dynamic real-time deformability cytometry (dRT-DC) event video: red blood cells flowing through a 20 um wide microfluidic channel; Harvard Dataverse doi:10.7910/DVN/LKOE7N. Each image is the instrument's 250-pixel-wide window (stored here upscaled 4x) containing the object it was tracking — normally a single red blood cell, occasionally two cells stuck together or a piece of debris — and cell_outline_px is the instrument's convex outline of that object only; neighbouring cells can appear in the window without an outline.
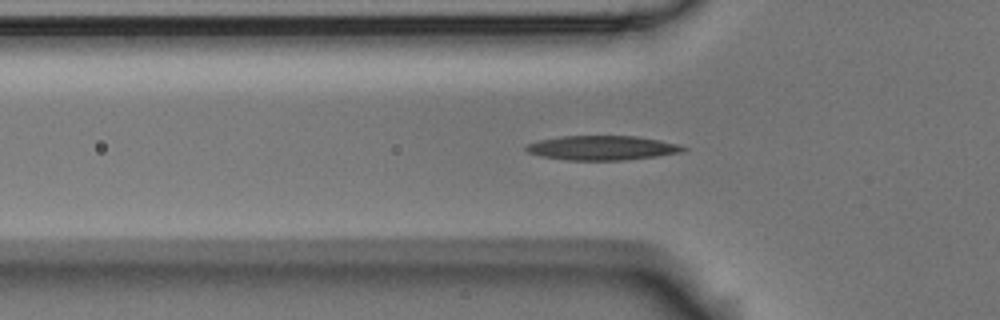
{"species": "Egyptian fruit bat (a non-hibernating species)", "species_latin": "Rousettus aegyptiacus", "temperature_condition": "room temperature", "stored_images_in_passage": 41, "camera_frame_rate_fps": 3000, "um_per_image_px": 0.085, "animal": {"sex": "male"}, "frame": {"image": 1, "passage_image": 2, "time_ms": 0.333, "image_size_px": [1000, 320], "cell_outline_px": [[688, 148], [684, 152], [656, 156], [624, 160], [568, 160], [540, 156], [528, 152], [524, 148], [528, 144], [540, 140], [560, 136], [636, 136], [660, 140], [680, 144]], "centroid_in_image_um": [51.22, 12.57], "position_along_channel_um": 74.6, "area_um2": 22.37}}
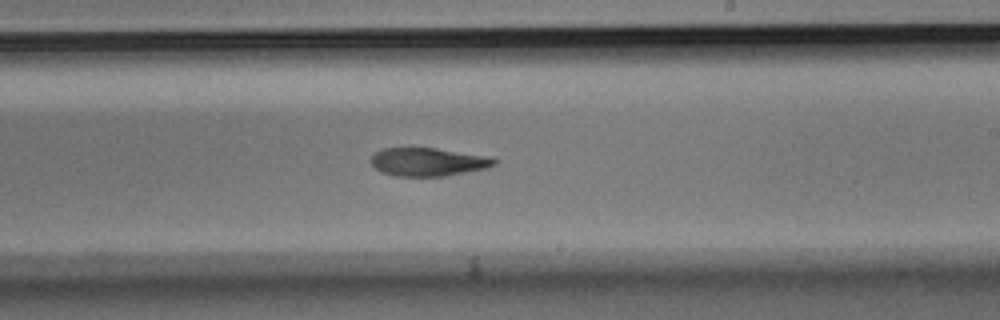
{"frame": {"image": 2, "passage_image": 17, "time_ms": 5.333, "image_size_px": [1000, 320], "cell_outline_px": [[500, 160], [496, 164], [488, 168], [444, 176], [396, 176], [380, 172], [372, 164], [372, 156], [376, 152], [384, 148], [436, 148], [492, 156]], "centroid_in_image_um": [36.47, 13.76], "position_along_channel_um": 252.5, "area_um2": 20.46}}
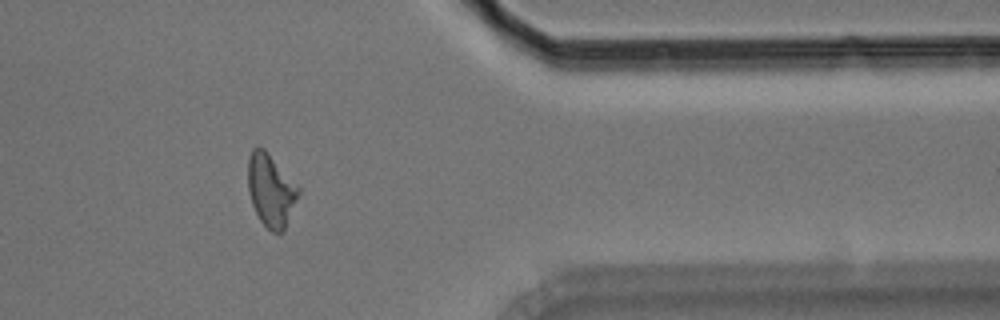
{"frame": {"image": 3, "passage_image": 30, "time_ms": 9.667, "image_size_px": [1000, 320], "cell_outline_px": [[300, 192], [284, 232], [272, 232], [260, 220], [252, 204], [248, 192], [248, 156], [252, 148], [256, 144], [264, 148], [300, 184]], "centroid_in_image_um": [23.05, 16.11], "position_along_channel_um": 388.4, "area_um2": 21.96}, "authors_computed_cell_mechanics": {"area_um2": 21.5016, "velocity_mm_per_s": 3.5435, "shape_relaxation_time_tau1_ms": 7.4121, "shape_relaxation_time_tau2_ms": 4.7915, "deformation_change_tau1": 0.2133, "deformation_change_tau2": 0.1186}}